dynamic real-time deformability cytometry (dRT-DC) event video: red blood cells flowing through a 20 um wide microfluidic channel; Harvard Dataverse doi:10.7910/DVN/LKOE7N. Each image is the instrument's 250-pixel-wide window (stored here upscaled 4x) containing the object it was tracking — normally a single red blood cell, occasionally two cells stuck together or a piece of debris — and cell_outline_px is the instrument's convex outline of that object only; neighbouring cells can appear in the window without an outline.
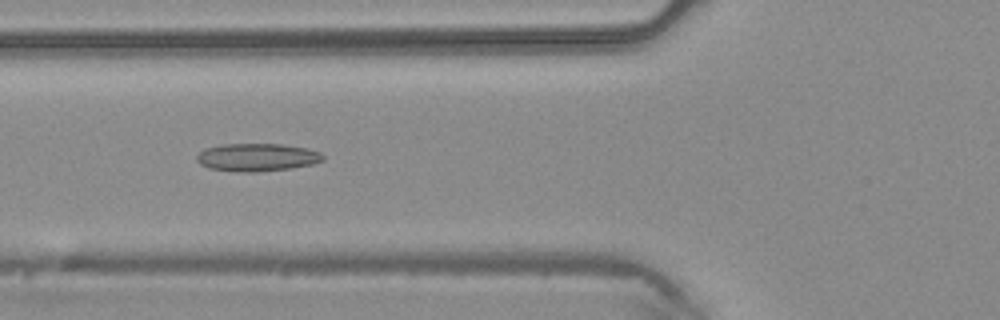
{"species": "common noctule bat (a hibernating species)", "species_latin": "Nyctalus noctula", "temperature_condition": "warm", "stored_images_in_passage": 40, "camera_frame_rate_fps": 3000, "um_per_image_px": 0.085, "animal": {"sex": "male", "body_mass_g": 20.4}, "frame": {"image": 1, "passage_image": 11, "time_ms": 3.333, "image_size_px": [1000, 320], "cell_outline_px": [[324, 160], [312, 164], [292, 168], [260, 172], [236, 172], [208, 168], [200, 164], [196, 160], [196, 156], [204, 148], [224, 144], [284, 144], [308, 148], [320, 152], [324, 156]], "centroid_in_image_um": [21.85, 13.37], "position_along_channel_um": 104.0, "area_um2": 20.75}}
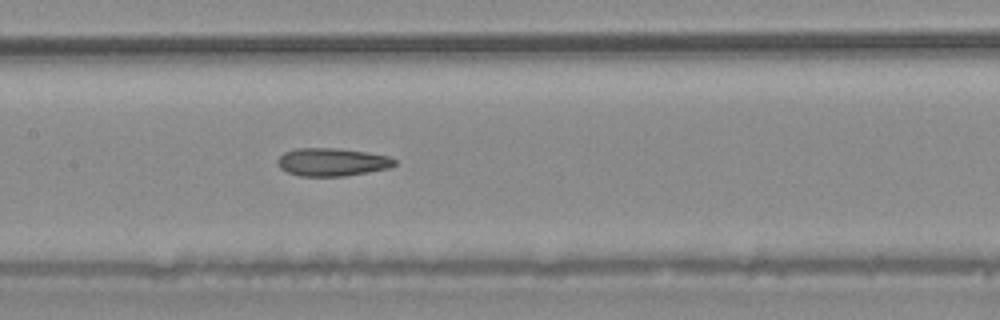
{"frame": {"image": 2, "passage_image": 16, "time_ms": 5.0, "image_size_px": [1000, 320], "cell_outline_px": [[396, 164], [388, 168], [368, 172], [344, 176], [300, 176], [288, 172], [280, 168], [276, 164], [276, 160], [284, 152], [296, 148], [336, 148], [368, 152], [388, 156], [396, 160]], "centroid_in_image_um": [28.2, 13.77], "position_along_channel_um": 179.2, "area_um2": 19.13}}
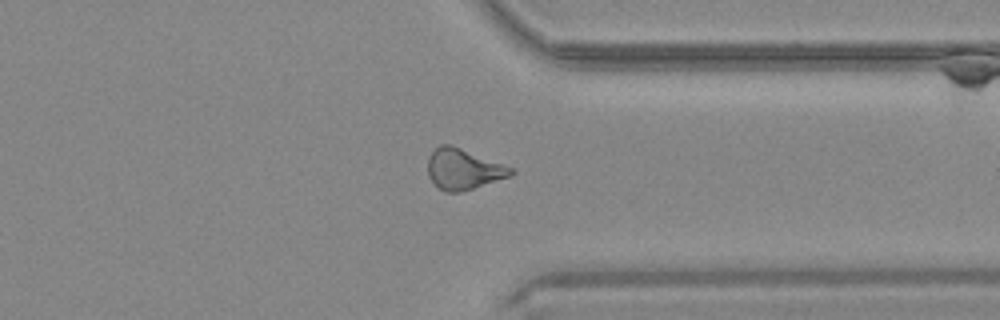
{"frame": {"image": 3, "passage_image": 29, "time_ms": 9.333, "image_size_px": [1000, 320], "cell_outline_px": [[516, 172], [512, 176], [472, 188], [456, 192], [444, 192], [428, 176], [428, 156], [440, 144], [452, 144], [516, 168]], "centroid_in_image_um": [39.44, 14.35], "position_along_channel_um": 372.0, "area_um2": 19.88}}